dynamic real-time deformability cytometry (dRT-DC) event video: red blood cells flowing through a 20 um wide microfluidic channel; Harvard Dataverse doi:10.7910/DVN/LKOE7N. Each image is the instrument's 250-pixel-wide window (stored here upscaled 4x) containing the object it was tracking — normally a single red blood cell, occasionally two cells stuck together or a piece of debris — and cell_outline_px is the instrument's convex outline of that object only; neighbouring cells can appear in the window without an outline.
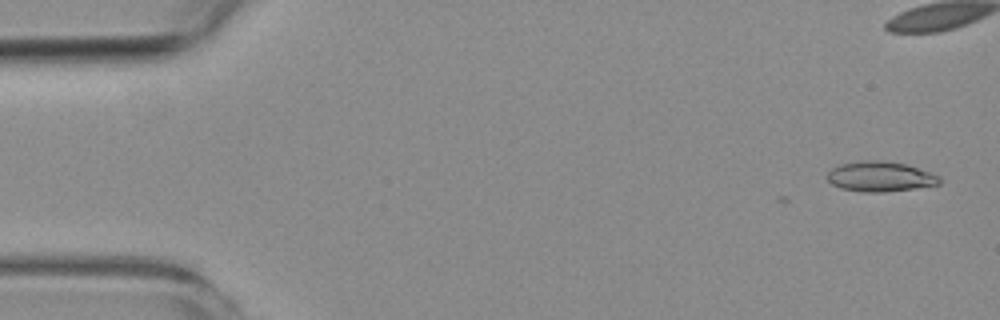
{"species": "common noctule bat (a hibernating species)", "species_latin": "Nyctalus noctula", "temperature_condition": "room temperature", "stored_images_in_passage": 2, "camera_frame_rate_fps": 3000, "um_per_image_px": 0.085, "animal": {"sex": "female", "body_mass_g": 19.3, "forearm_length_mm": 54.1}, "frame": {"image": 1, "passage_image": 2, "time_ms": 1.0, "image_size_px": [1000, 320], "cell_outline_px": [[940, 184], [884, 192], [860, 192], [840, 188], [832, 184], [828, 180], [828, 172], [832, 168], [840, 164], [864, 160], [880, 160], [908, 164], [932, 172], [940, 176]], "centroid_in_image_um": [74.83, 15.0], "position_along_channel_um": 10.2, "area_um2": 19.77}}